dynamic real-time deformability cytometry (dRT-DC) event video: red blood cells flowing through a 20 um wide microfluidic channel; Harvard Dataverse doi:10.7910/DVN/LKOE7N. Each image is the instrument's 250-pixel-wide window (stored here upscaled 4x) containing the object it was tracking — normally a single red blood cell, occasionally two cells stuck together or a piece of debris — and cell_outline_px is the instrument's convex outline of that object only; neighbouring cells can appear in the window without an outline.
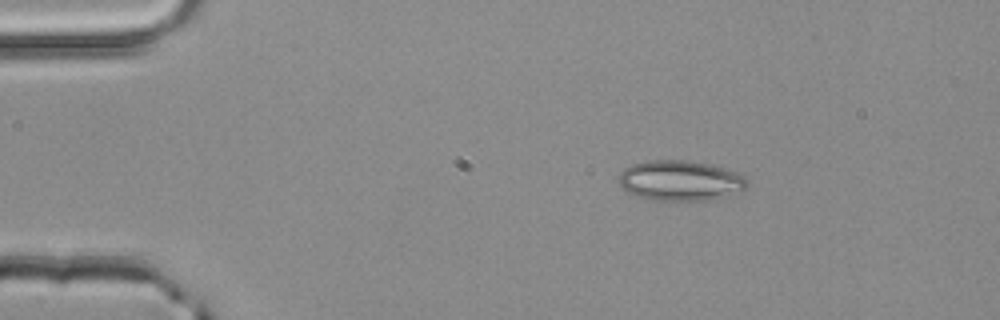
{"species": "common noctule bat (a hibernating species)", "species_latin": "Nyctalus noctula", "temperature_condition": "room temperature", "stored_images_in_passage": 2, "camera_frame_rate_fps": 3000, "um_per_image_px": 0.085, "animal": {"sex": "male", "body_mass_g": 20.4}, "frame": {"image": 1, "passage_image": 1, "time_ms": 0.0, "image_size_px": [1000, 320], "cell_outline_px": [[748, 184], [744, 192], [708, 200], [652, 200], [636, 196], [620, 188], [620, 172], [624, 168], [632, 164], [648, 160], [688, 160], [712, 164], [736, 172], [744, 176], [748, 180]], "centroid_in_image_um": [57.85, 15.35], "position_along_channel_um": 27.1, "area_um2": 30.52}}